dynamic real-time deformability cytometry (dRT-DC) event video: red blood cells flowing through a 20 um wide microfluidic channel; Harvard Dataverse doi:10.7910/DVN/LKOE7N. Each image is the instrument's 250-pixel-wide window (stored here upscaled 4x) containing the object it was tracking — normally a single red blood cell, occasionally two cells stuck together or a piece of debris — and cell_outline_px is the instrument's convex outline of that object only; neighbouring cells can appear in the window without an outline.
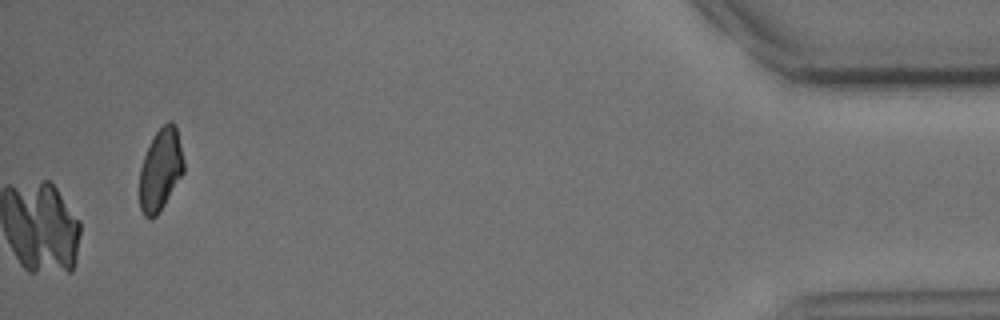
{"species": "common noctule bat (a hibernating species)", "species_latin": "Nyctalus noctula", "temperature_condition": "cold", "stored_images_in_passage": 38, "camera_frame_rate_fps": 3000, "um_per_image_px": 0.085, "animal": {"sex": "male", "body_mass_g": 15.6}, "frame": {"image": 1, "passage_image": 38, "time_ms": 12.333, "image_size_px": [1000, 320], "cell_outline_px": [[184, 172], [164, 204], [156, 216], [152, 220], [148, 220], [144, 216], [140, 208], [140, 168], [144, 156], [156, 132], [168, 120], [172, 120], [176, 124], [184, 160]], "centroid_in_image_um": [13.65, 14.42], "position_along_channel_um": 421.5, "area_um2": 21.1}}